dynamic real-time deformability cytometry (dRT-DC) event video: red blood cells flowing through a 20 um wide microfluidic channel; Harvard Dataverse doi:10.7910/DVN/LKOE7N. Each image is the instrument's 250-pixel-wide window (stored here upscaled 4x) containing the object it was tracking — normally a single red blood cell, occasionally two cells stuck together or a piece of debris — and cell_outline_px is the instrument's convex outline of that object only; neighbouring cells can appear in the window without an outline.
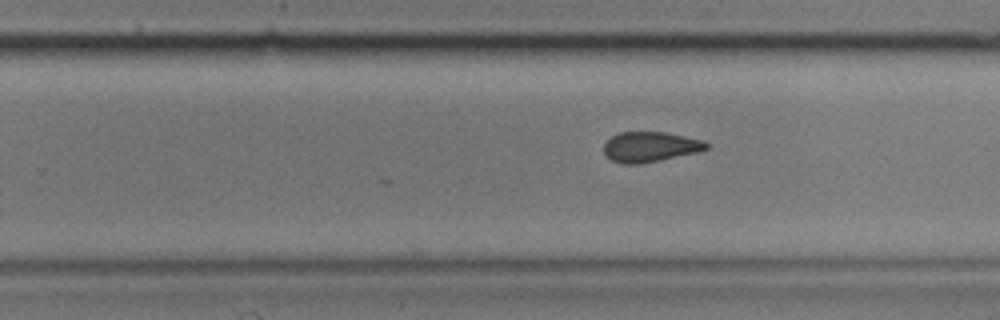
{"species": "common noctule bat (a hibernating species)", "species_latin": "Nyctalus noctula", "temperature_condition": "cold", "stored_images_in_passage": 26, "camera_frame_rate_fps": 3000, "um_per_image_px": 0.085, "animal": {"sex": "male", "body_mass_g": 17.9, "forearm_length_mm": 54.2}, "frame": {"image": 1, "passage_image": 26, "time_ms": 8.333, "image_size_px": [1000, 320], "cell_outline_px": [[708, 148], [696, 152], [660, 160], [640, 164], [624, 164], [612, 160], [604, 152], [604, 144], [612, 136], [620, 132], [664, 132], [704, 140], [708, 144]], "centroid_in_image_um": [55.26, 12.48], "position_along_channel_um": 274.5, "area_um2": 17.8}}